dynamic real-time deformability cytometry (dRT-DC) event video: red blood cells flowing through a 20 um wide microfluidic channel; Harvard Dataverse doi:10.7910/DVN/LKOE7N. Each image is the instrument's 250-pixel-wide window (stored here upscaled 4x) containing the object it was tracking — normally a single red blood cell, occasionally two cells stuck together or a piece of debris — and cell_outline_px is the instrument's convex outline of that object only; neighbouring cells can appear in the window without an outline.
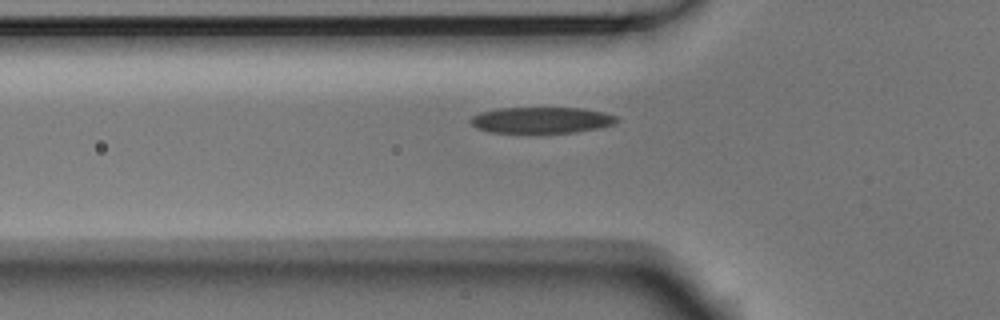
{"species": "Egyptian fruit bat (a non-hibernating species)", "species_latin": "Rousettus aegyptiacus", "temperature_condition": "room temperature", "stored_images_in_passage": 39, "camera_frame_rate_fps": 3000, "um_per_image_px": 0.085, "animal": {"sex": "male"}, "frame": {"image": 1, "passage_image": 9, "time_ms": 2.667, "image_size_px": [1000, 320], "cell_outline_px": [[620, 120], [612, 124], [596, 128], [576, 132], [492, 132], [476, 128], [468, 120], [472, 116], [480, 112], [500, 108], [580, 108], [604, 112], [616, 116]], "centroid_in_image_um": [46.0, 10.2], "position_along_channel_um": 79.8, "area_um2": 22.02}}
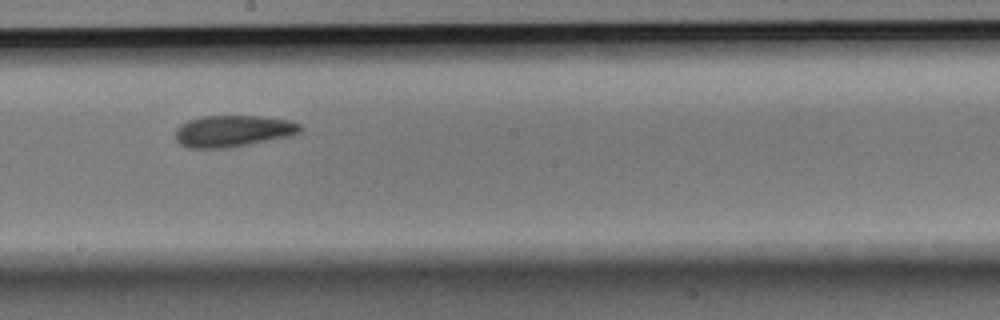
{"frame": {"image": 2, "passage_image": 21, "time_ms": 6.667, "image_size_px": [1000, 320], "cell_outline_px": [[300, 132], [288, 136], [228, 148], [188, 148], [180, 144], [176, 140], [176, 128], [180, 124], [188, 120], [204, 116], [260, 116], [288, 120], [300, 124]], "centroid_in_image_um": [19.75, 11.14], "position_along_channel_um": 228.5, "area_um2": 22.77}}
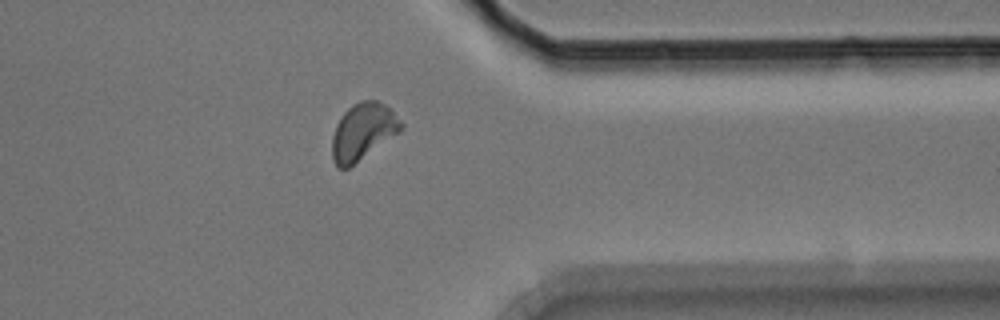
{"frame": {"image": 3, "passage_image": 34, "time_ms": 11.0, "image_size_px": [1000, 320], "cell_outline_px": [[404, 128], [400, 132], [348, 168], [336, 168], [332, 160], [332, 136], [336, 124], [340, 116], [352, 104], [360, 100], [376, 100], [384, 104], [404, 124]], "centroid_in_image_um": [30.82, 11.19], "position_along_channel_um": 380.6, "area_um2": 22.83}}